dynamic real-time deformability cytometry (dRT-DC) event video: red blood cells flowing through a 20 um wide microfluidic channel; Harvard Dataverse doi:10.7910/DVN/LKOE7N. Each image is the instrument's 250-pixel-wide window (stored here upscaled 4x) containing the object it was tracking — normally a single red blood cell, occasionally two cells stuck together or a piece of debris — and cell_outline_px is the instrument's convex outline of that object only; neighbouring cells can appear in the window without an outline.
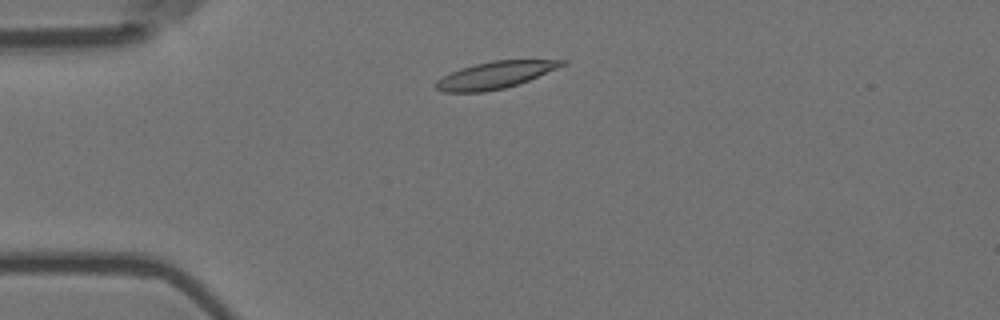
{"species": "Egyptian fruit bat (a non-hibernating species)", "species_latin": "Rousettus aegyptiacus", "temperature_condition": "room temperature", "stored_images_in_passage": 3, "camera_frame_rate_fps": 3000, "um_per_image_px": 0.085, "animal": {"sex": "female"}, "frame": {"image": 1, "passage_image": 2, "time_ms": 0.333, "image_size_px": [1000, 320], "cell_outline_px": [[568, 64], [528, 80], [504, 88], [484, 92], [440, 92], [436, 88], [436, 80], [460, 68], [492, 60], [568, 60]], "centroid_in_image_um": [42.09, 6.37], "position_along_channel_um": 42.9, "area_um2": 19.65}}